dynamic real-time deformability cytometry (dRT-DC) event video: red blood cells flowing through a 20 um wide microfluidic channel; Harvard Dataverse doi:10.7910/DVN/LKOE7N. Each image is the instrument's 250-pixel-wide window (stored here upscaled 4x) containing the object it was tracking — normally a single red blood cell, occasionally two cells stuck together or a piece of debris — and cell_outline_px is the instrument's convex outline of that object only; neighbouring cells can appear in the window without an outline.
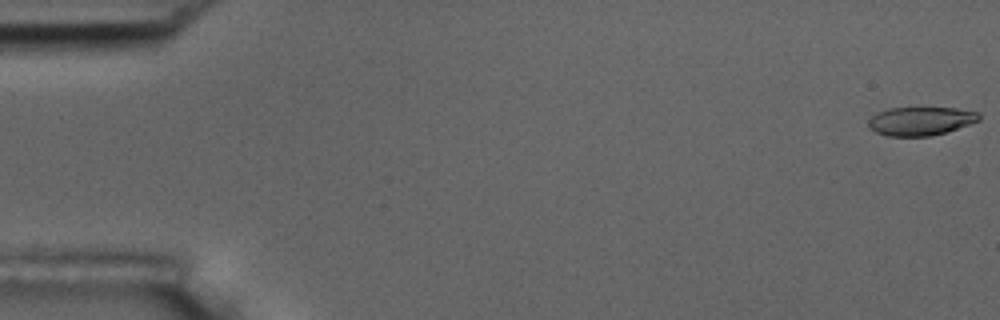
{"species": "common noctule bat (a hibernating species)", "species_latin": "Nyctalus noctula", "temperature_condition": "room temperature", "stored_images_in_passage": 7, "camera_frame_rate_fps": 3000, "um_per_image_px": 0.085, "animal": {"sex": "male", "body_mass_g": 17.5, "forearm_length_mm": 52.3}, "frame": {"image": 1, "passage_image": 1, "time_ms": 0.0, "image_size_px": [1000, 320], "cell_outline_px": [[980, 120], [932, 136], [888, 136], [876, 132], [868, 124], [868, 120], [876, 112], [888, 108], [956, 108], [980, 112]], "centroid_in_image_um": [78.24, 10.28], "position_along_channel_um": 6.8, "area_um2": 18.26}}
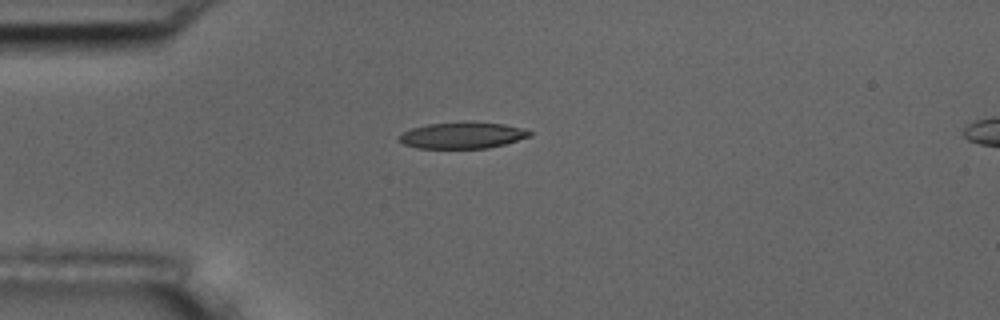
{"frame": {"image": 2, "passage_image": 5, "time_ms": 4.667, "image_size_px": [1000, 320], "cell_outline_px": [[532, 136], [504, 144], [488, 148], [416, 148], [404, 144], [396, 140], [404, 132], [412, 128], [428, 124], [468, 120], [504, 124], [524, 128], [532, 132]], "centroid_in_image_um": [39.33, 11.48], "position_along_channel_um": 45.7, "area_um2": 20.4}}
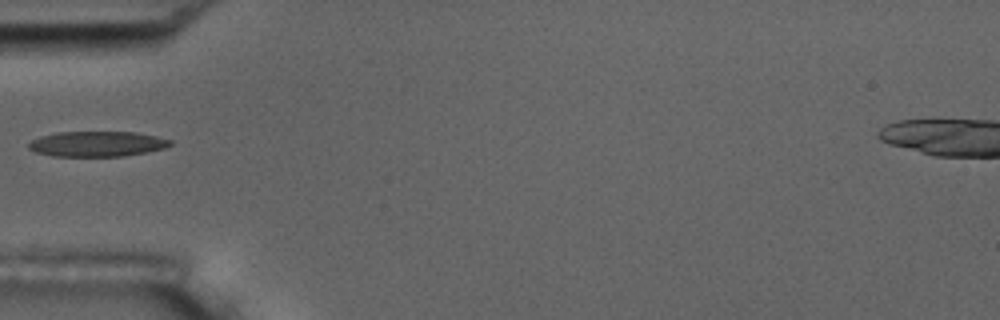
{"frame": {"image": 3, "passage_image": 6, "time_ms": 6.0, "image_size_px": [1000, 320], "cell_outline_px": [[172, 144], [164, 148], [124, 156], [52, 156], [36, 152], [28, 148], [28, 144], [32, 140], [40, 136], [56, 132], [136, 132], [156, 136], [172, 140]], "centroid_in_image_um": [8.24, 12.23], "position_along_channel_um": 76.8, "area_um2": 20.81}}